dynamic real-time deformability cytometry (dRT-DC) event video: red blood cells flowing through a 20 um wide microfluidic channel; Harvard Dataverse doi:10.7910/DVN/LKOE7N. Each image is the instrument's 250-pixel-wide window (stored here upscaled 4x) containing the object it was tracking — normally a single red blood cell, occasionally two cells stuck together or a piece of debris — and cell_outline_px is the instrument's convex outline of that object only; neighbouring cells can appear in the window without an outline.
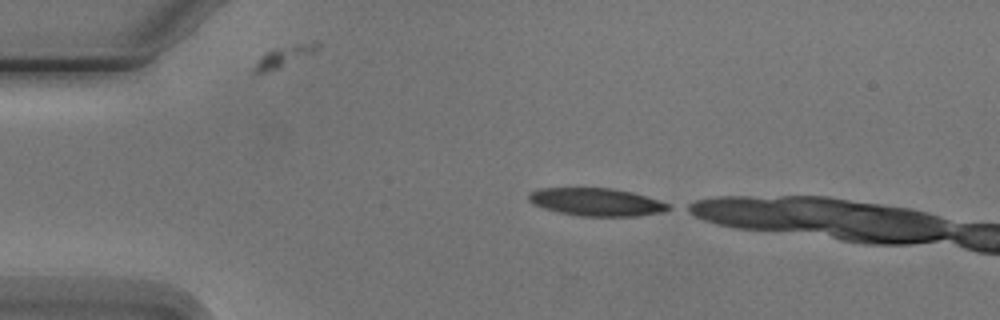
{"species": "Egyptian fruit bat (a non-hibernating species)", "species_latin": "Rousettus aegyptiacus", "temperature_condition": "cold", "stored_images_in_passage": 2, "camera_frame_rate_fps": 3000, "um_per_image_px": 0.085, "animal": {"sex": "male"}, "frame": {"image": 1, "passage_image": 1, "time_ms": 0.0, "image_size_px": [1000, 320], "cell_outline_px": [[672, 208], [660, 212], [636, 216], [580, 216], [560, 212], [544, 208], [532, 204], [528, 200], [528, 192], [540, 188], [612, 188], [632, 192], [668, 204]], "centroid_in_image_um": [50.63, 17.16], "position_along_channel_um": 34.4, "area_um2": 22.43}}